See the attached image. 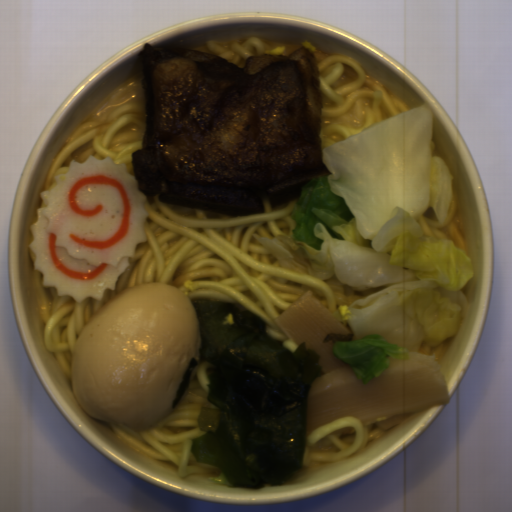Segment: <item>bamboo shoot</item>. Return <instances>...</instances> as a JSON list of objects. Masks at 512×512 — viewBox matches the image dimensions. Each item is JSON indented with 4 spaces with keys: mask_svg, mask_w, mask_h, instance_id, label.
<instances>
[{
    "mask_svg": "<svg viewBox=\"0 0 512 512\" xmlns=\"http://www.w3.org/2000/svg\"><path fill=\"white\" fill-rule=\"evenodd\" d=\"M296 346L306 343L319 355L321 376L311 384L307 397L305 435L341 417H358L362 426L376 423L392 429L415 413L435 404H449L448 384L435 355L409 351L408 360H395L376 378L360 380L351 363L336 356V341L323 343L330 333L353 334L349 322H341L305 290L274 321Z\"/></svg>",
    "mask_w": 512,
    "mask_h": 512,
    "instance_id": "15d580a7",
    "label": "bamboo shoot"
}]
</instances>
